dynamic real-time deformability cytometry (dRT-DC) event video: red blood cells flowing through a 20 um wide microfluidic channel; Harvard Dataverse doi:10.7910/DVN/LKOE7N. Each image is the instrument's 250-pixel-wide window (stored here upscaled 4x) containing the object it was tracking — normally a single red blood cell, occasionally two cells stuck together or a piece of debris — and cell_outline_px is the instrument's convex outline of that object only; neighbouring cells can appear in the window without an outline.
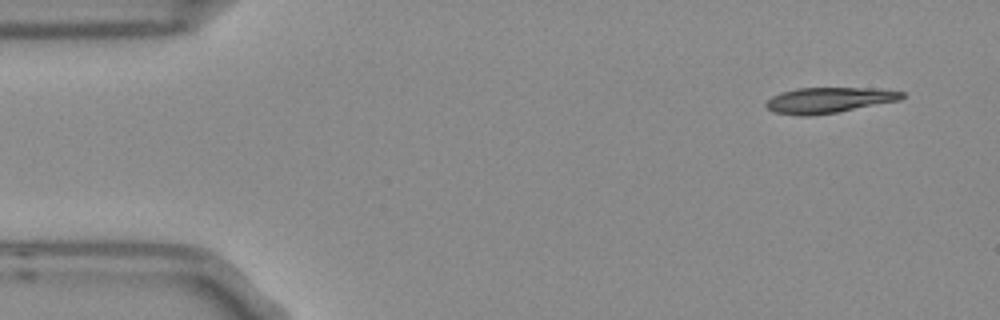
{"species": "Egyptian fruit bat (a non-hibernating species)", "species_latin": "Rousettus aegyptiacus", "temperature_condition": "room temperature", "stored_images_in_passage": 4, "camera_frame_rate_fps": 3000, "um_per_image_px": 0.085, "frame": {"image": 1, "passage_image": 1, "time_ms": 0.0, "image_size_px": [1000, 320], "cell_outline_px": [[904, 96], [900, 100], [836, 112], [812, 116], [800, 116], [776, 112], [768, 108], [764, 104], [772, 96], [780, 92], [796, 88], [872, 88], [904, 92]], "centroid_in_image_um": [70.42, 8.51], "position_along_channel_um": 14.6, "area_um2": 20.11}}
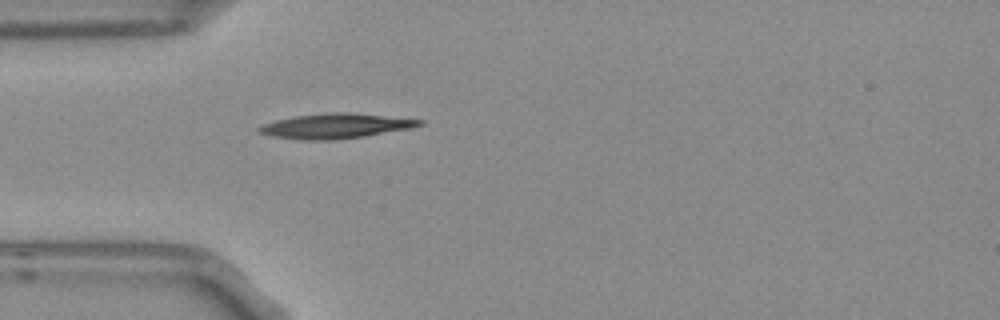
{"frame": {"image": 2, "passage_image": 4, "time_ms": 1.0, "image_size_px": [1000, 320], "cell_outline_px": [[424, 124], [412, 128], [364, 136], [332, 140], [300, 140], [272, 136], [260, 132], [256, 128], [264, 124], [276, 120], [296, 116], [332, 112], [348, 112], [424, 120]], "centroid_in_image_um": [28.54, 10.71], "position_along_channel_um": 56.5, "area_um2": 23.06}}